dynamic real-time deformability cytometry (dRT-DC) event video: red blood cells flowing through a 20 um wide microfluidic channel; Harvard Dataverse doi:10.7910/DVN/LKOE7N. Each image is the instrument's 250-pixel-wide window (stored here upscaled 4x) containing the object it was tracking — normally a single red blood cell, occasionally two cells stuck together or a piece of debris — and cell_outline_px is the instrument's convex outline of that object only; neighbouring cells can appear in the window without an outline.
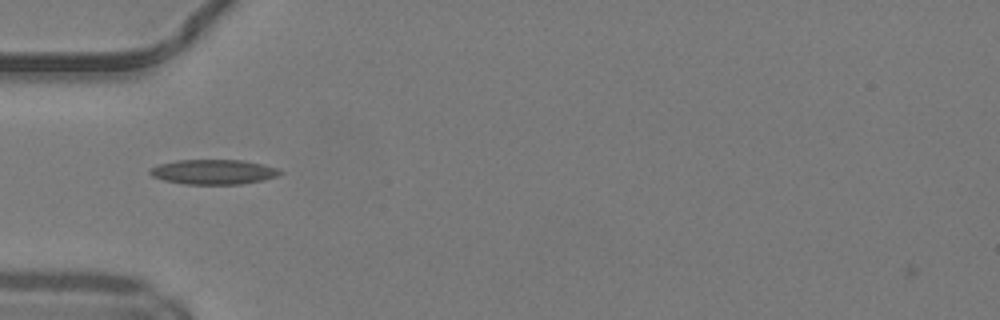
{"species": "common noctule bat (a hibernating species)", "species_latin": "Nyctalus noctula", "temperature_condition": "warm", "stored_images_in_passage": 34, "camera_frame_rate_fps": 3000, "um_per_image_px": 0.085, "animal": {"sex": "male", "body_mass_g": 19.2, "forearm_length_mm": 51.8}, "frame": {"image": 1, "passage_image": 1, "time_ms": 0.0, "image_size_px": [1000, 320], "cell_outline_px": [[284, 172], [276, 176], [264, 180], [240, 184], [184, 184], [164, 180], [152, 176], [148, 172], [148, 168], [160, 164], [176, 160], [244, 160], [264, 164], [276, 168]], "centroid_in_image_um": [18.14, 14.61], "position_along_channel_um": 66.9, "area_um2": 18.9}}
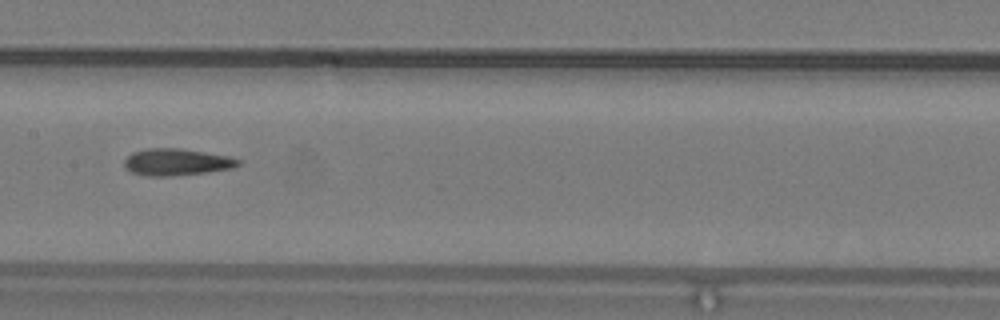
{"frame": {"image": 2, "passage_image": 10, "time_ms": 3.0, "image_size_px": [1000, 320], "cell_outline_px": [[240, 164], [232, 168], [208, 172], [172, 176], [148, 176], [132, 172], [124, 164], [124, 160], [132, 152], [148, 148], [176, 148], [228, 156], [240, 160]], "centroid_in_image_um": [15.0, 13.78], "position_along_channel_um": 192.4, "area_um2": 17.57}}
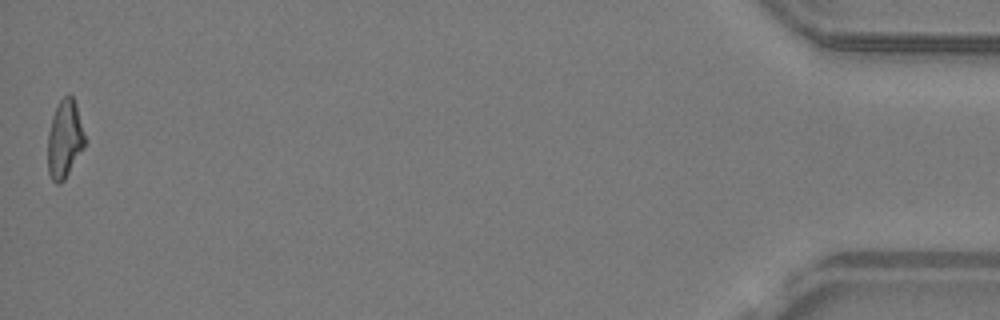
{"frame": {"image": 3, "passage_image": 34, "time_ms": 11.0, "image_size_px": [1000, 320], "cell_outline_px": [[88, 140], [84, 148], [64, 180], [60, 184], [56, 184], [52, 180], [48, 172], [48, 132], [52, 116], [60, 100], [68, 92], [72, 96], [76, 104]], "centroid_in_image_um": [5.52, 11.82], "position_along_channel_um": 429.7, "area_um2": 17.22}, "authors_computed_cell_mechanics": {"area_um2": 17.3689, "velocity_mm_per_s": 4.1826, "shape_relaxation_time_tau1_ms": null, "shape_relaxation_time_tau2_ms": 5.3433, "deformation_change_tau1": null, "deformation_change_tau2": 0.1645}}